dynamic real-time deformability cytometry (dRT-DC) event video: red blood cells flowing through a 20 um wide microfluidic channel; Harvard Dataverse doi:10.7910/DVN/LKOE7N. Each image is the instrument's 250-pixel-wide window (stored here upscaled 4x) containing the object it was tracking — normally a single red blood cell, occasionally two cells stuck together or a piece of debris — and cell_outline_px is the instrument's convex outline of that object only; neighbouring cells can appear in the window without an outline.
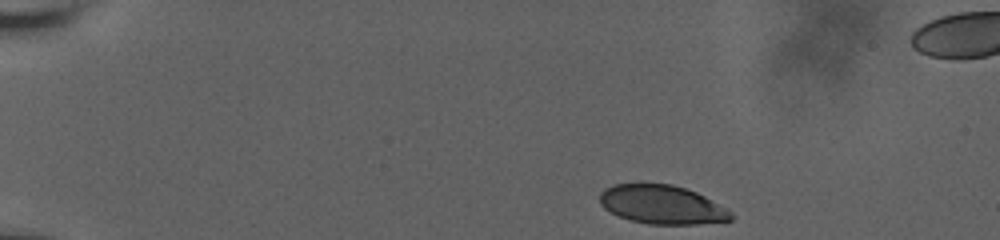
{"species": "human", "species_latin": "Homo sapiens", "temperature_condition": "room temperature", "stored_images_in_passage": 35, "camera_frame_rate_fps": 3000, "um_per_image_px": 0.085, "donor": {"sex": "male"}, "frame": {"image": 1, "passage_image": 1, "time_ms": 0.0, "image_size_px": [1000, 240], "cell_outline_px": [[736, 216], [732, 220], [696, 224], [648, 224], [632, 220], [620, 216], [604, 208], [600, 204], [600, 192], [604, 188], [612, 184], [672, 184], [696, 192], [728, 208]], "centroid_in_image_um": [56.3, 17.39], "position_along_channel_um": 28.7, "area_um2": 29.65}}
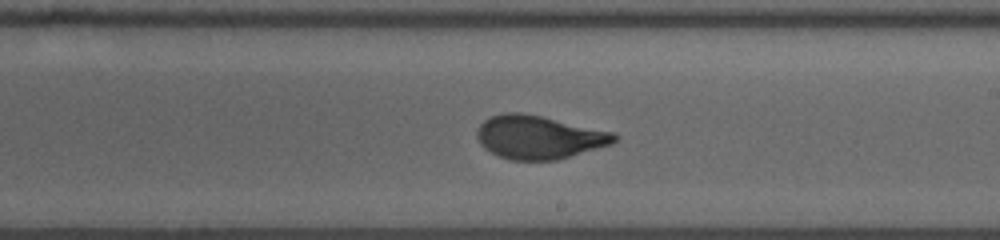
{"frame": {"image": 2, "passage_image": 19, "time_ms": 8.667, "image_size_px": [1000, 240], "cell_outline_px": [[620, 136], [612, 144], [556, 160], [508, 160], [484, 148], [480, 144], [476, 136], [476, 132], [480, 124], [484, 120], [492, 116], [504, 112], [520, 112], [540, 116], [616, 132]], "centroid_in_image_um": [45.82, 11.66], "position_along_channel_um": 243.2, "area_um2": 34.74}}
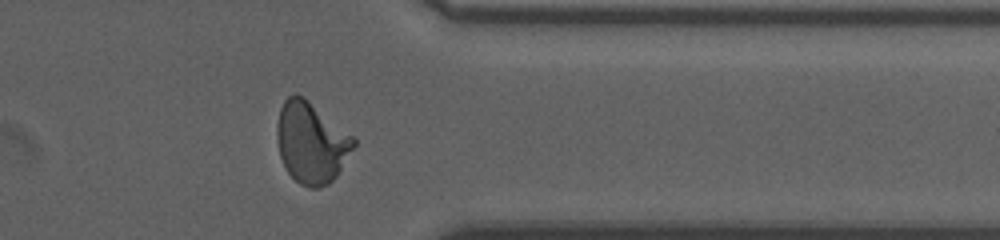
{"frame": {"image": 3, "passage_image": 30, "time_ms": 12.667, "image_size_px": [1000, 240], "cell_outline_px": [[356, 144], [336, 176], [328, 184], [320, 188], [308, 188], [300, 184], [288, 172], [280, 156], [276, 136], [276, 124], [280, 108], [284, 100], [288, 96], [296, 92], [304, 96], [352, 136], [356, 140]], "centroid_in_image_um": [26.43, 12.1], "position_along_channel_um": 385.0, "area_um2": 36.18}, "authors_computed_cell_mechanics": {"area_um2": 34.3332, "velocity_mm_per_s": 3.6616, "shape_relaxation_time_tau1_ms": 5.2825, "shape_relaxation_time_tau2_ms": null, "deformation_change_tau1": 0.1961, "deformation_change_tau2": null}}